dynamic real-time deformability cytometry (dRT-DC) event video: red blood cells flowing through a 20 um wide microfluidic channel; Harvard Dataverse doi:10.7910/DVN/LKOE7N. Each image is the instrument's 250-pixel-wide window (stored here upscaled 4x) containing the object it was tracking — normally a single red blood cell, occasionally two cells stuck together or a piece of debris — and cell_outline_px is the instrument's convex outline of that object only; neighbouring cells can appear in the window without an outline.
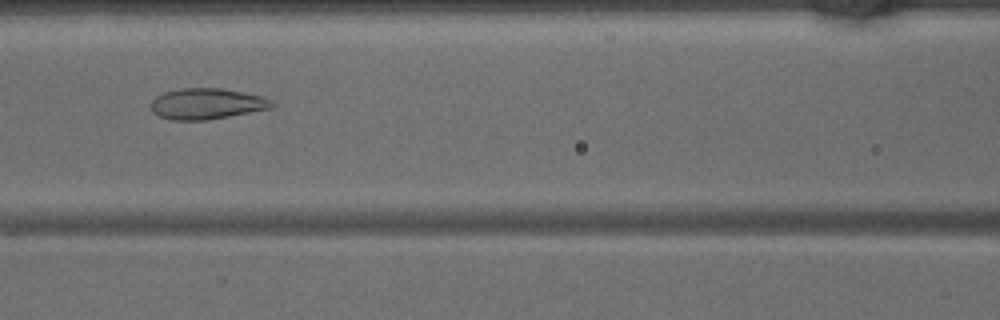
{"species": "common noctule bat (a hibernating species)", "species_latin": "Nyctalus noctula", "temperature_condition": "warm", "stored_images_in_passage": 35, "camera_frame_rate_fps": 3000, "um_per_image_px": 0.085, "animal": {"sex": "male", "body_mass_g": 15.6}, "frame": {"image": 1, "passage_image": 19, "time_ms": 6.0, "image_size_px": [1000, 320], "cell_outline_px": [[276, 104], [272, 108], [208, 120], [172, 120], [160, 116], [152, 112], [152, 100], [156, 96], [164, 92], [180, 88], [224, 88], [264, 96], [272, 100]], "centroid_in_image_um": [17.61, 8.81], "position_along_channel_um": 149.0, "area_um2": 21.96}}
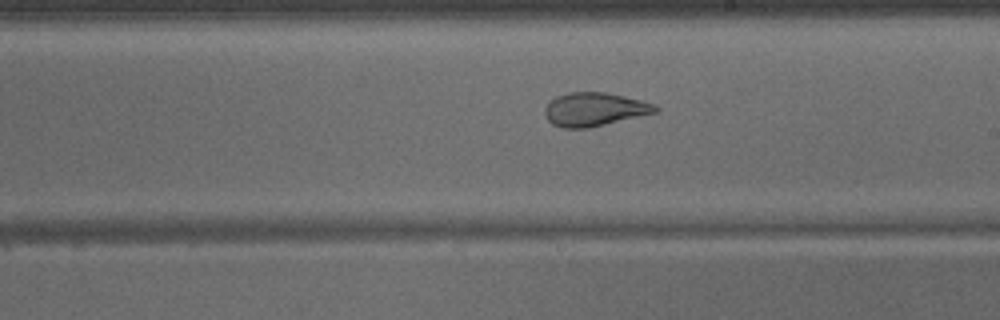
{"frame": {"image": 2, "passage_image": 25, "time_ms": 8.0, "image_size_px": [1000, 320], "cell_outline_px": [[660, 108], [656, 112], [588, 128], [564, 128], [552, 124], [544, 116], [544, 108], [556, 96], [568, 92], [608, 92], [656, 104]], "centroid_in_image_um": [50.51, 9.29], "position_along_channel_um": 238.5, "area_um2": 21.56}}
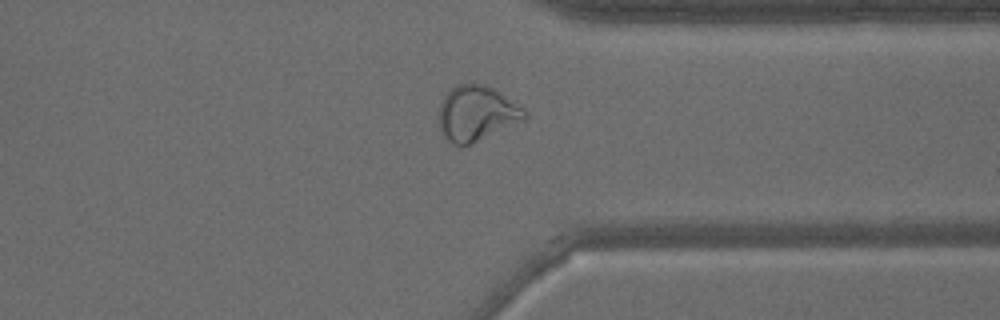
{"frame": {"image": 3, "passage_image": 34, "time_ms": 11.0, "image_size_px": [1000, 320], "cell_outline_px": [[528, 116], [524, 120], [472, 144], [452, 144], [444, 136], [440, 128], [440, 104], [444, 96], [452, 88], [460, 84], [484, 84], [500, 92], [524, 108], [528, 112]], "centroid_in_image_um": [40.55, 9.64], "position_along_channel_um": 370.9, "area_um2": 27.28}}